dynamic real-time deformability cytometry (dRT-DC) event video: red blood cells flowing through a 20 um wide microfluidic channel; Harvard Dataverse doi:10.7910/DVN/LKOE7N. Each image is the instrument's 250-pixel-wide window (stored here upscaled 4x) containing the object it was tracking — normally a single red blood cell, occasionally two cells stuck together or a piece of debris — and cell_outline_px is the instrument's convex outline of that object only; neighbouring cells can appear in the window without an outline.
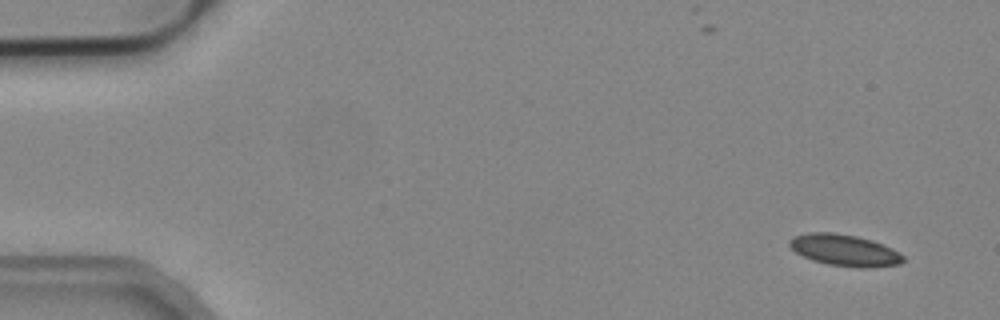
{"species": "common noctule bat (a hibernating species)", "species_latin": "Nyctalus noctula", "temperature_condition": "cold", "stored_images_in_passage": 4, "camera_frame_rate_fps": 3000, "um_per_image_px": 0.085, "animal": {"sex": "male", "body_mass_g": 19.2, "forearm_length_mm": 51.8}, "frame": {"image": 1, "passage_image": 1, "time_ms": 0.0, "image_size_px": [1000, 320], "cell_outline_px": [[904, 260], [900, 264], [868, 268], [860, 268], [828, 264], [812, 260], [796, 252], [788, 244], [788, 240], [792, 236], [808, 232], [832, 232], [856, 236], [872, 240], [892, 248], [904, 256]], "centroid_in_image_um": [71.77, 21.26], "position_along_channel_um": 13.2, "area_um2": 20.92}}